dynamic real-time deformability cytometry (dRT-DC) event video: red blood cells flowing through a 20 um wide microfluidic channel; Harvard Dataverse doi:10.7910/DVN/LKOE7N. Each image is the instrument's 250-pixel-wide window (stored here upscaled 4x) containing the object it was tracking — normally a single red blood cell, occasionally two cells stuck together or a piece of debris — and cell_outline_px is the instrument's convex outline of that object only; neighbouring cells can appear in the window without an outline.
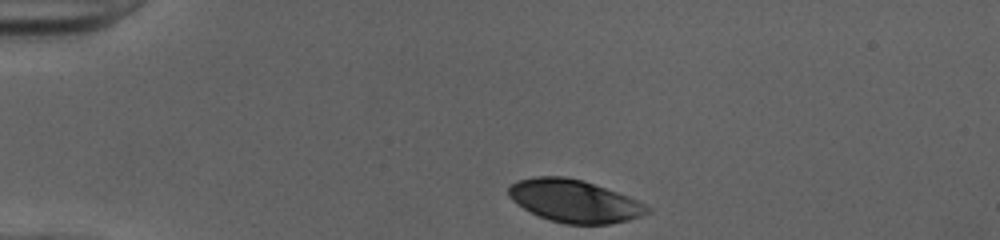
{"species": "human", "species_latin": "Homo sapiens", "temperature_condition": "cold", "stored_images_in_passage": 33, "camera_frame_rate_fps": 3000, "um_per_image_px": 0.085, "donor": {"sex": "female"}, "frame": {"image": 1, "passage_image": 1, "time_ms": 0.0, "image_size_px": [1000, 240], "cell_outline_px": [[652, 212], [628, 220], [608, 224], [564, 224], [548, 220], [524, 208], [512, 200], [508, 196], [508, 188], [516, 180], [536, 176], [564, 176], [584, 180], [628, 196], [652, 208]], "centroid_in_image_um": [48.82, 17.08], "position_along_channel_um": 36.2, "area_um2": 34.45}}
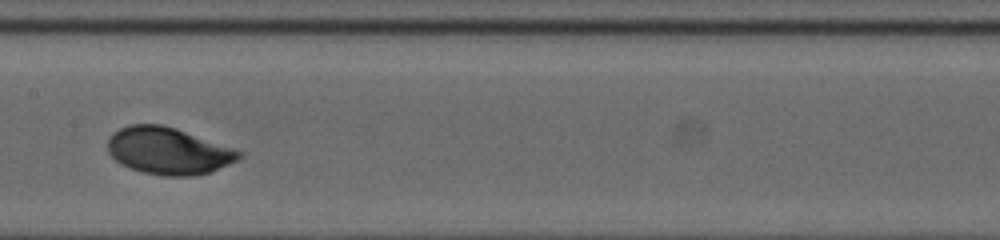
{"frame": {"image": 2, "passage_image": 17, "time_ms": 5.333, "image_size_px": [1000, 240], "cell_outline_px": [[244, 156], [228, 164], [208, 172], [196, 176], [164, 176], [144, 172], [128, 168], [120, 164], [108, 152], [108, 140], [112, 132], [128, 124], [160, 124], [176, 128], [244, 152]], "centroid_in_image_um": [14.28, 12.82], "position_along_channel_um": 193.1, "area_um2": 35.89}}
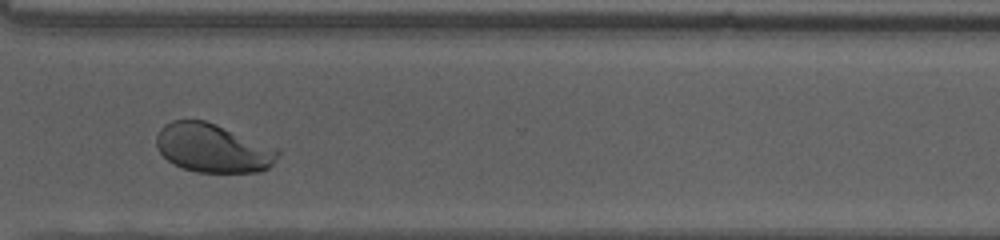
{"frame": {"image": 3, "passage_image": 29, "time_ms": 9.333, "image_size_px": [1000, 240], "cell_outline_px": [[280, 152], [272, 164], [268, 168], [260, 172], [196, 172], [184, 168], [168, 160], [156, 148], [156, 136], [160, 128], [164, 124], [172, 120], [204, 120], [280, 148]], "centroid_in_image_um": [18.1, 12.58], "position_along_channel_um": 352.5, "area_um2": 34.51}, "authors_computed_cell_mechanics": {"area_um2": 34.969, "velocity_mm_per_s": 3.9848, "shape_relaxation_time_tau1_ms": 1.8654, "shape_relaxation_time_tau2_ms": null, "deformation_change_tau1": 0.1223, "deformation_change_tau2": null}}